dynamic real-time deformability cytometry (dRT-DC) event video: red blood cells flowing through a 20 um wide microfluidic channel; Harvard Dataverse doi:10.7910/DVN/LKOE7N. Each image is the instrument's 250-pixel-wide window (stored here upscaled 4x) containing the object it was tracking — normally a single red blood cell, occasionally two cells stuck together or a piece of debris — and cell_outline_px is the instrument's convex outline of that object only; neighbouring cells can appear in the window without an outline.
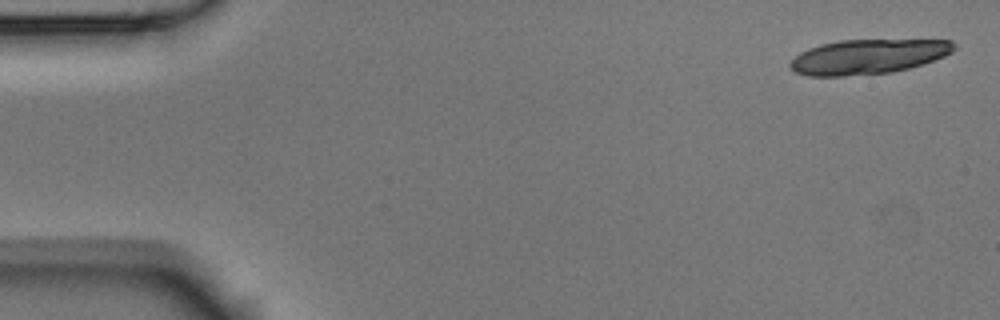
{"species": "Egyptian fruit bat (a non-hibernating species)", "species_latin": "Rousettus aegyptiacus", "temperature_condition": "room temperature", "stored_images_in_passage": 5, "camera_frame_rate_fps": 3000, "um_per_image_px": 0.085, "animal": {"sex": "male"}, "frame": {"image": 1, "passage_image": 1, "time_ms": 0.0, "image_size_px": [1000, 320], "cell_outline_px": [[956, 48], [952, 52], [944, 56], [924, 64], [892, 72], [844, 76], [808, 76], [796, 72], [788, 64], [800, 52], [808, 48], [820, 44], [840, 40], [952, 40], [956, 44]], "centroid_in_image_um": [73.79, 4.81], "position_along_channel_um": 11.2, "area_um2": 33.18}}